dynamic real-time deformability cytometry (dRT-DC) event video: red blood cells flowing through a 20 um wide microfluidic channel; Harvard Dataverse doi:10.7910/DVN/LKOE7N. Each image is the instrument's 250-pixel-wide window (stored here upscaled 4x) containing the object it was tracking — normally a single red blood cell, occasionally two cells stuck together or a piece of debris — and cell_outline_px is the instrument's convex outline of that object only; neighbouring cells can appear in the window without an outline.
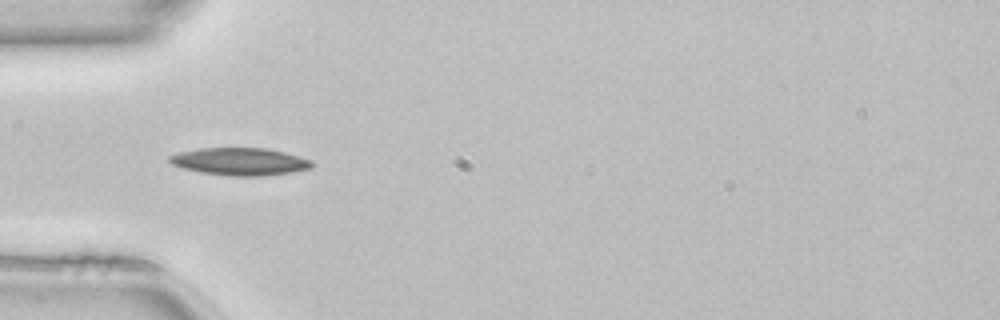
{"species": "common noctule bat (a hibernating species)", "species_latin": "Nyctalus noctula", "temperature_condition": "room temperature", "stored_images_in_passage": 21, "camera_frame_rate_fps": 3000, "um_per_image_px": 0.085, "animal": {"sex": "female", "body_mass_g": 22.7, "forearm_length_mm": 54.2}, "frame": {"image": 1, "passage_image": 4, "time_ms": 1.0, "image_size_px": [1000, 320], "cell_outline_px": [[312, 168], [264, 176], [228, 176], [200, 172], [184, 168], [172, 164], [168, 160], [168, 156], [180, 152], [200, 148], [268, 148], [284, 152], [312, 160]], "centroid_in_image_um": [20.38, 13.73], "position_along_channel_um": 64.6, "area_um2": 22.72}}